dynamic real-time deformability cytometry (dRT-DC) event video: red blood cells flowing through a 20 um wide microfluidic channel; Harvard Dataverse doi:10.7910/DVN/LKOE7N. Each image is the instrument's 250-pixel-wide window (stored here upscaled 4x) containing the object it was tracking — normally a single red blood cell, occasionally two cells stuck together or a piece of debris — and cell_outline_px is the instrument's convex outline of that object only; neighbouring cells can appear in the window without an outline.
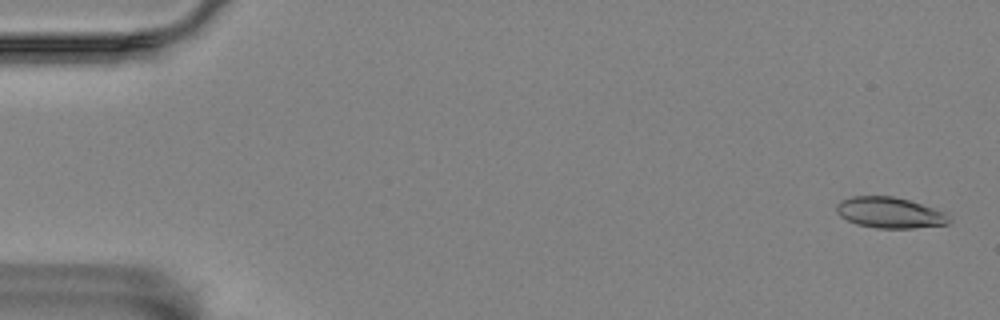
{"species": "Egyptian fruit bat (a non-hibernating species)", "species_latin": "Rousettus aegyptiacus", "temperature_condition": "room temperature", "stored_images_in_passage": 12, "camera_frame_rate_fps": 3000, "um_per_image_px": 0.085, "animal": {"sex": "female"}, "frame": {"image": 1, "passage_image": 1, "time_ms": 0.0, "image_size_px": [1000, 320], "cell_outline_px": [[952, 220], [948, 224], [912, 228], [876, 228], [856, 224], [840, 216], [836, 212], [836, 204], [840, 200], [852, 196], [892, 196], [908, 200], [944, 212]], "centroid_in_image_um": [75.59, 18.08], "position_along_channel_um": 9.4, "area_um2": 20.17}}
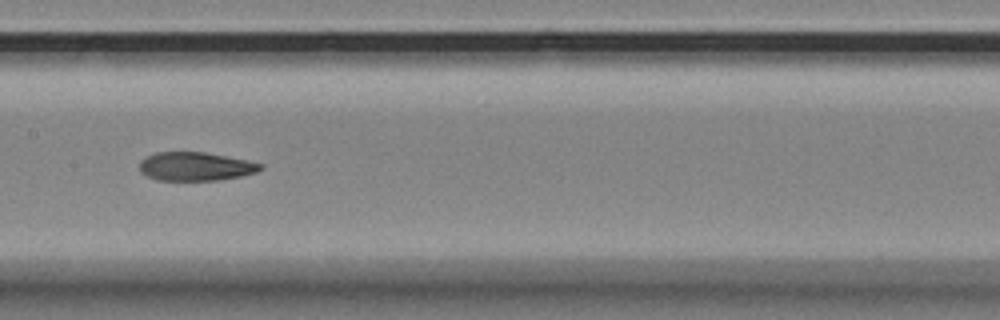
{"frame": {"image": 2, "passage_image": 8, "time_ms": 9.0, "image_size_px": [1000, 320], "cell_outline_px": [[264, 168], [256, 172], [240, 176], [220, 180], [156, 180], [140, 172], [140, 160], [156, 152], [204, 152], [264, 164]], "centroid_in_image_um": [16.61, 14.15], "position_along_channel_um": 190.8, "area_um2": 20.0}}
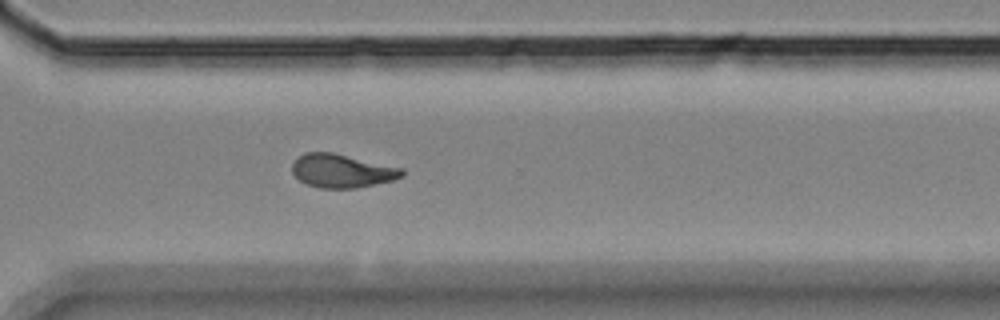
{"frame": {"image": 3, "passage_image": 12, "time_ms": 13.333, "image_size_px": [1000, 320], "cell_outline_px": [[404, 176], [392, 180], [356, 188], [320, 188], [304, 184], [292, 172], [292, 164], [304, 152], [332, 152], [404, 168]], "centroid_in_image_um": [29.07, 14.52], "position_along_channel_um": 341.5, "area_um2": 21.44}}